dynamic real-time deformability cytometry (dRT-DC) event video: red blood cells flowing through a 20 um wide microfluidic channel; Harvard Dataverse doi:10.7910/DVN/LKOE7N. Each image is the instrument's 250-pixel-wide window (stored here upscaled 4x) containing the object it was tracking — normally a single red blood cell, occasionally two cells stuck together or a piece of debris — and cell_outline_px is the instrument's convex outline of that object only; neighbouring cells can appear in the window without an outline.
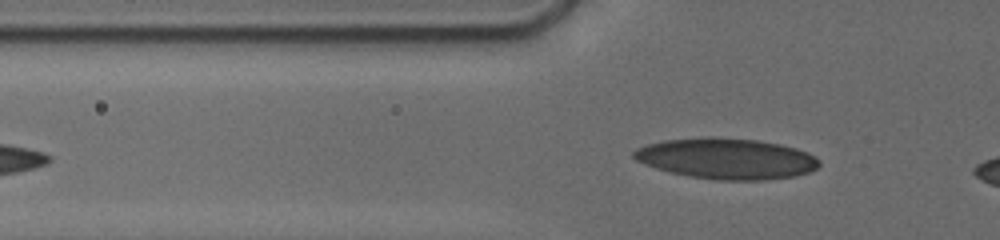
{"species": "human", "species_latin": "Homo sapiens", "temperature_condition": "cold", "stored_images_in_passage": 49, "camera_frame_rate_fps": 3000, "um_per_image_px": 0.085, "donor": {"sex": "male"}, "frame": {"image": 1, "passage_image": 2, "time_ms": 0.333, "image_size_px": [1000, 240], "cell_outline_px": [[820, 164], [816, 168], [808, 172], [792, 176], [764, 180], [720, 180], [688, 176], [656, 168], [636, 160], [632, 156], [632, 152], [636, 148], [648, 144], [664, 140], [708, 136], [716, 136], [756, 140], [780, 144], [796, 148], [808, 152], [816, 156], [820, 160]], "centroid_in_image_um": [61.75, 13.47], "position_along_channel_um": 64.0, "area_um2": 44.16}}
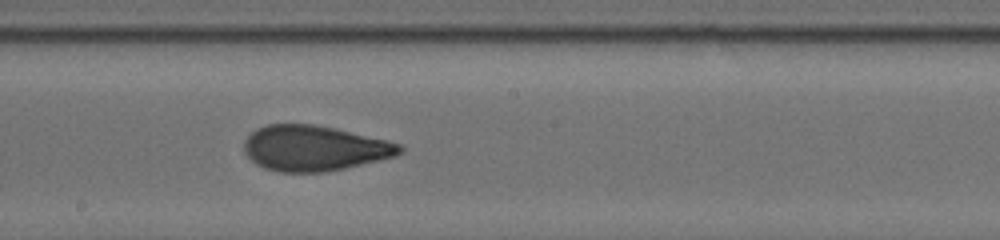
{"frame": {"image": 2, "passage_image": 26, "time_ms": 4.667, "image_size_px": [1000, 240], "cell_outline_px": [[404, 148], [396, 156], [344, 168], [324, 172], [276, 172], [264, 168], [256, 164], [244, 152], [244, 140], [256, 128], [268, 124], [312, 124], [332, 128], [384, 140], [400, 144]], "centroid_in_image_um": [26.65, 12.6], "position_along_channel_um": 221.5, "area_um2": 40.75}}
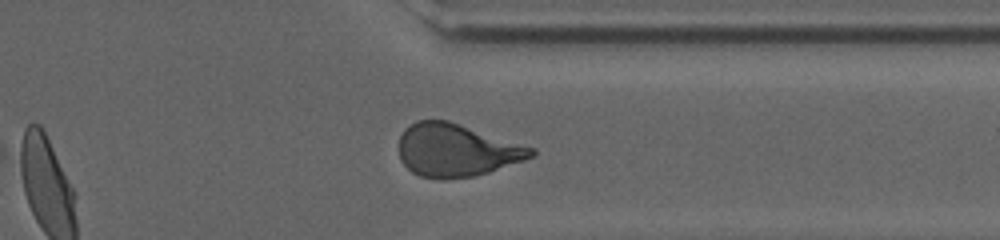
{"frame": {"image": 3, "passage_image": 44, "time_ms": 8.667, "image_size_px": [1000, 240], "cell_outline_px": [[536, 156], [488, 172], [472, 176], [440, 180], [420, 176], [412, 172], [400, 160], [400, 136], [404, 128], [408, 124], [416, 120], [448, 120], [536, 148]], "centroid_in_image_um": [38.8, 12.76], "position_along_channel_um": 372.6, "area_um2": 40.86}, "authors_computed_cell_mechanics": {"area_um2": 41.0958, "velocity_mm_per_s": 3.7976, "shape_relaxation_time_tau1_ms": 7.1825, "shape_relaxation_time_tau2_ms": 1.1666, "deformation_change_tau1": 0.2214, "deformation_change_tau2": 0.0799}}